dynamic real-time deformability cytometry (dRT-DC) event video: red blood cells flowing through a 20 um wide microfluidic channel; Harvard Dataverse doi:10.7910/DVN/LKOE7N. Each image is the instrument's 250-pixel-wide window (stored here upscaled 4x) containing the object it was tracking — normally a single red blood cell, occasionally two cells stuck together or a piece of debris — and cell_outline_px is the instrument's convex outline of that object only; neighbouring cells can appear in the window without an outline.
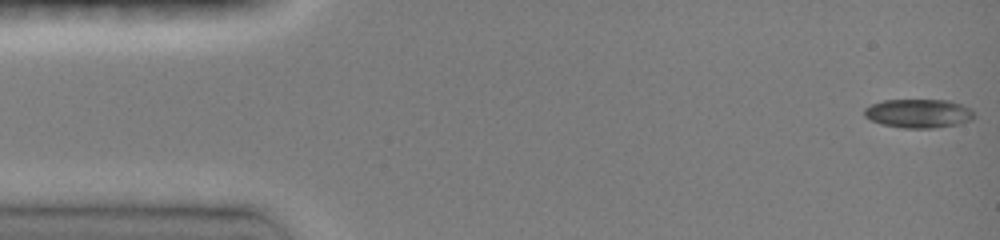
{"species": "common noctule bat (a hibernating species)", "species_latin": "Nyctalus noctula", "temperature_condition": "room temperature", "stored_images_in_passage": 4, "camera_frame_rate_fps": 3000, "um_per_image_px": 0.085, "animal": {"sex": "female", "body_mass_g": 19.0, "forearm_length_mm": 51.5}, "frame": {"image": 1, "passage_image": 1, "time_ms": 0.0, "image_size_px": [1000, 240], "cell_outline_px": [[976, 116], [972, 120], [960, 124], [932, 128], [904, 128], [880, 124], [864, 116], [864, 108], [872, 104], [884, 100], [948, 100], [972, 108]], "centroid_in_image_um": [78.11, 9.64], "position_along_channel_um": 6.9, "area_um2": 18.61}}